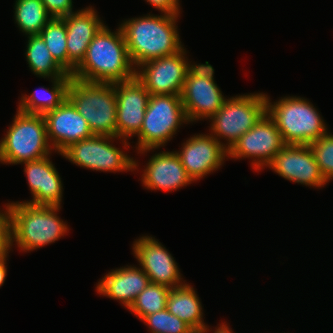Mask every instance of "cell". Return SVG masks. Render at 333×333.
Segmentation results:
<instances>
[{"instance_id": "1", "label": "cell", "mask_w": 333, "mask_h": 333, "mask_svg": "<svg viewBox=\"0 0 333 333\" xmlns=\"http://www.w3.org/2000/svg\"><path fill=\"white\" fill-rule=\"evenodd\" d=\"M117 30V31H116ZM114 32L104 25L90 42L73 78L91 83H116L135 77L121 27Z\"/></svg>"}, {"instance_id": "2", "label": "cell", "mask_w": 333, "mask_h": 333, "mask_svg": "<svg viewBox=\"0 0 333 333\" xmlns=\"http://www.w3.org/2000/svg\"><path fill=\"white\" fill-rule=\"evenodd\" d=\"M179 15L148 14L124 20L120 25L129 58L135 69L150 60L181 51L178 26Z\"/></svg>"}, {"instance_id": "3", "label": "cell", "mask_w": 333, "mask_h": 333, "mask_svg": "<svg viewBox=\"0 0 333 333\" xmlns=\"http://www.w3.org/2000/svg\"><path fill=\"white\" fill-rule=\"evenodd\" d=\"M7 205L11 218L12 246L17 245L23 252L55 243L69 233L66 222L57 213L62 206L33 205L20 201Z\"/></svg>"}, {"instance_id": "4", "label": "cell", "mask_w": 333, "mask_h": 333, "mask_svg": "<svg viewBox=\"0 0 333 333\" xmlns=\"http://www.w3.org/2000/svg\"><path fill=\"white\" fill-rule=\"evenodd\" d=\"M266 98V113L274 121L285 144L309 145L329 131L318 109L309 100L285 96L270 102L267 94Z\"/></svg>"}, {"instance_id": "5", "label": "cell", "mask_w": 333, "mask_h": 333, "mask_svg": "<svg viewBox=\"0 0 333 333\" xmlns=\"http://www.w3.org/2000/svg\"><path fill=\"white\" fill-rule=\"evenodd\" d=\"M0 140V163L22 164L51 155L44 115L17 109L12 124Z\"/></svg>"}, {"instance_id": "6", "label": "cell", "mask_w": 333, "mask_h": 333, "mask_svg": "<svg viewBox=\"0 0 333 333\" xmlns=\"http://www.w3.org/2000/svg\"><path fill=\"white\" fill-rule=\"evenodd\" d=\"M67 99L89 124L93 135L116 136L115 83H91L72 77Z\"/></svg>"}, {"instance_id": "7", "label": "cell", "mask_w": 333, "mask_h": 333, "mask_svg": "<svg viewBox=\"0 0 333 333\" xmlns=\"http://www.w3.org/2000/svg\"><path fill=\"white\" fill-rule=\"evenodd\" d=\"M183 124L189 122L181 95H150L142 128L137 134V154L164 147Z\"/></svg>"}, {"instance_id": "8", "label": "cell", "mask_w": 333, "mask_h": 333, "mask_svg": "<svg viewBox=\"0 0 333 333\" xmlns=\"http://www.w3.org/2000/svg\"><path fill=\"white\" fill-rule=\"evenodd\" d=\"M227 98L220 110L209 119V131L229 150L266 114L267 98L263 92ZM221 139L227 142L224 143Z\"/></svg>"}, {"instance_id": "9", "label": "cell", "mask_w": 333, "mask_h": 333, "mask_svg": "<svg viewBox=\"0 0 333 333\" xmlns=\"http://www.w3.org/2000/svg\"><path fill=\"white\" fill-rule=\"evenodd\" d=\"M115 139L121 140L123 149L130 148V143L126 139L94 135L70 145L60 155L77 166L93 171L113 173L135 171L139 166L138 161L113 145Z\"/></svg>"}, {"instance_id": "10", "label": "cell", "mask_w": 333, "mask_h": 333, "mask_svg": "<svg viewBox=\"0 0 333 333\" xmlns=\"http://www.w3.org/2000/svg\"><path fill=\"white\" fill-rule=\"evenodd\" d=\"M227 98L215 82L214 68L208 61L190 68L181 93V101L189 123L210 119Z\"/></svg>"}, {"instance_id": "11", "label": "cell", "mask_w": 333, "mask_h": 333, "mask_svg": "<svg viewBox=\"0 0 333 333\" xmlns=\"http://www.w3.org/2000/svg\"><path fill=\"white\" fill-rule=\"evenodd\" d=\"M186 54L183 48L177 53L147 61L135 69V77L150 95H181L187 74L194 65Z\"/></svg>"}, {"instance_id": "12", "label": "cell", "mask_w": 333, "mask_h": 333, "mask_svg": "<svg viewBox=\"0 0 333 333\" xmlns=\"http://www.w3.org/2000/svg\"><path fill=\"white\" fill-rule=\"evenodd\" d=\"M285 145L274 121L266 113L233 144L228 150V158H251L252 169L259 172L269 165Z\"/></svg>"}, {"instance_id": "13", "label": "cell", "mask_w": 333, "mask_h": 333, "mask_svg": "<svg viewBox=\"0 0 333 333\" xmlns=\"http://www.w3.org/2000/svg\"><path fill=\"white\" fill-rule=\"evenodd\" d=\"M132 245L133 254L150 283L176 288L186 282L174 257L158 239L145 235L136 239Z\"/></svg>"}, {"instance_id": "14", "label": "cell", "mask_w": 333, "mask_h": 333, "mask_svg": "<svg viewBox=\"0 0 333 333\" xmlns=\"http://www.w3.org/2000/svg\"><path fill=\"white\" fill-rule=\"evenodd\" d=\"M267 168L288 181L308 187L320 189L328 183L322 176L309 145L286 144Z\"/></svg>"}, {"instance_id": "15", "label": "cell", "mask_w": 333, "mask_h": 333, "mask_svg": "<svg viewBox=\"0 0 333 333\" xmlns=\"http://www.w3.org/2000/svg\"><path fill=\"white\" fill-rule=\"evenodd\" d=\"M116 136L129 140L136 136L143 124L150 93L136 78L115 83Z\"/></svg>"}, {"instance_id": "16", "label": "cell", "mask_w": 333, "mask_h": 333, "mask_svg": "<svg viewBox=\"0 0 333 333\" xmlns=\"http://www.w3.org/2000/svg\"><path fill=\"white\" fill-rule=\"evenodd\" d=\"M181 146V150L176 153L188 175L196 182L217 171L223 166L224 160L228 159L227 148L211 133L194 134Z\"/></svg>"}, {"instance_id": "17", "label": "cell", "mask_w": 333, "mask_h": 333, "mask_svg": "<svg viewBox=\"0 0 333 333\" xmlns=\"http://www.w3.org/2000/svg\"><path fill=\"white\" fill-rule=\"evenodd\" d=\"M44 118L54 153L61 154L70 145L94 136L89 124L68 99L54 110L46 112Z\"/></svg>"}, {"instance_id": "18", "label": "cell", "mask_w": 333, "mask_h": 333, "mask_svg": "<svg viewBox=\"0 0 333 333\" xmlns=\"http://www.w3.org/2000/svg\"><path fill=\"white\" fill-rule=\"evenodd\" d=\"M92 6L62 17L67 30L68 74L82 62L94 36L105 25Z\"/></svg>"}, {"instance_id": "19", "label": "cell", "mask_w": 333, "mask_h": 333, "mask_svg": "<svg viewBox=\"0 0 333 333\" xmlns=\"http://www.w3.org/2000/svg\"><path fill=\"white\" fill-rule=\"evenodd\" d=\"M144 166L141 182L147 190L172 192L194 183L176 151L155 153Z\"/></svg>"}, {"instance_id": "20", "label": "cell", "mask_w": 333, "mask_h": 333, "mask_svg": "<svg viewBox=\"0 0 333 333\" xmlns=\"http://www.w3.org/2000/svg\"><path fill=\"white\" fill-rule=\"evenodd\" d=\"M50 156L22 163L33 197L32 200L23 202L33 205L61 206L63 184Z\"/></svg>"}, {"instance_id": "21", "label": "cell", "mask_w": 333, "mask_h": 333, "mask_svg": "<svg viewBox=\"0 0 333 333\" xmlns=\"http://www.w3.org/2000/svg\"><path fill=\"white\" fill-rule=\"evenodd\" d=\"M149 283V277L141 268L127 265L110 270L98 281L96 290L100 295L120 301L128 310Z\"/></svg>"}, {"instance_id": "22", "label": "cell", "mask_w": 333, "mask_h": 333, "mask_svg": "<svg viewBox=\"0 0 333 333\" xmlns=\"http://www.w3.org/2000/svg\"><path fill=\"white\" fill-rule=\"evenodd\" d=\"M167 310L189 325L196 333H209L212 328L203 319L202 303L192 285L185 282L171 288L167 297Z\"/></svg>"}, {"instance_id": "23", "label": "cell", "mask_w": 333, "mask_h": 333, "mask_svg": "<svg viewBox=\"0 0 333 333\" xmlns=\"http://www.w3.org/2000/svg\"><path fill=\"white\" fill-rule=\"evenodd\" d=\"M71 79V75L61 78H51V89L43 86L39 87V91L36 89L30 95L22 94L17 109L25 113L41 115L54 110L67 99L68 86Z\"/></svg>"}, {"instance_id": "24", "label": "cell", "mask_w": 333, "mask_h": 333, "mask_svg": "<svg viewBox=\"0 0 333 333\" xmlns=\"http://www.w3.org/2000/svg\"><path fill=\"white\" fill-rule=\"evenodd\" d=\"M27 40L26 61L33 74L49 81L70 75L54 60L40 35H29Z\"/></svg>"}, {"instance_id": "25", "label": "cell", "mask_w": 333, "mask_h": 333, "mask_svg": "<svg viewBox=\"0 0 333 333\" xmlns=\"http://www.w3.org/2000/svg\"><path fill=\"white\" fill-rule=\"evenodd\" d=\"M15 24L24 35H39L52 17L41 0H16Z\"/></svg>"}, {"instance_id": "26", "label": "cell", "mask_w": 333, "mask_h": 333, "mask_svg": "<svg viewBox=\"0 0 333 333\" xmlns=\"http://www.w3.org/2000/svg\"><path fill=\"white\" fill-rule=\"evenodd\" d=\"M54 60L68 73L67 30L62 18H52L39 34Z\"/></svg>"}, {"instance_id": "27", "label": "cell", "mask_w": 333, "mask_h": 333, "mask_svg": "<svg viewBox=\"0 0 333 333\" xmlns=\"http://www.w3.org/2000/svg\"><path fill=\"white\" fill-rule=\"evenodd\" d=\"M170 289L165 285L149 283L128 310L141 321L145 316L166 308Z\"/></svg>"}, {"instance_id": "28", "label": "cell", "mask_w": 333, "mask_h": 333, "mask_svg": "<svg viewBox=\"0 0 333 333\" xmlns=\"http://www.w3.org/2000/svg\"><path fill=\"white\" fill-rule=\"evenodd\" d=\"M141 321L146 323L150 333H195L189 325L171 314L167 308L149 314Z\"/></svg>"}, {"instance_id": "29", "label": "cell", "mask_w": 333, "mask_h": 333, "mask_svg": "<svg viewBox=\"0 0 333 333\" xmlns=\"http://www.w3.org/2000/svg\"><path fill=\"white\" fill-rule=\"evenodd\" d=\"M324 179H333V134L329 131L309 144Z\"/></svg>"}, {"instance_id": "30", "label": "cell", "mask_w": 333, "mask_h": 333, "mask_svg": "<svg viewBox=\"0 0 333 333\" xmlns=\"http://www.w3.org/2000/svg\"><path fill=\"white\" fill-rule=\"evenodd\" d=\"M11 250V218L8 205L5 203V210H0V258L7 256Z\"/></svg>"}, {"instance_id": "31", "label": "cell", "mask_w": 333, "mask_h": 333, "mask_svg": "<svg viewBox=\"0 0 333 333\" xmlns=\"http://www.w3.org/2000/svg\"><path fill=\"white\" fill-rule=\"evenodd\" d=\"M52 18H62L74 13L72 0H41Z\"/></svg>"}, {"instance_id": "32", "label": "cell", "mask_w": 333, "mask_h": 333, "mask_svg": "<svg viewBox=\"0 0 333 333\" xmlns=\"http://www.w3.org/2000/svg\"><path fill=\"white\" fill-rule=\"evenodd\" d=\"M153 6L155 9L159 10L161 13L170 15H180L181 7L179 0H145Z\"/></svg>"}, {"instance_id": "33", "label": "cell", "mask_w": 333, "mask_h": 333, "mask_svg": "<svg viewBox=\"0 0 333 333\" xmlns=\"http://www.w3.org/2000/svg\"><path fill=\"white\" fill-rule=\"evenodd\" d=\"M8 256H5L3 258H0V288L4 284L6 277H7V260Z\"/></svg>"}, {"instance_id": "34", "label": "cell", "mask_w": 333, "mask_h": 333, "mask_svg": "<svg viewBox=\"0 0 333 333\" xmlns=\"http://www.w3.org/2000/svg\"><path fill=\"white\" fill-rule=\"evenodd\" d=\"M219 325V326H218ZM217 327H215V330L213 329V333H233L232 328H229L228 323L222 322L219 323Z\"/></svg>"}]
</instances>
